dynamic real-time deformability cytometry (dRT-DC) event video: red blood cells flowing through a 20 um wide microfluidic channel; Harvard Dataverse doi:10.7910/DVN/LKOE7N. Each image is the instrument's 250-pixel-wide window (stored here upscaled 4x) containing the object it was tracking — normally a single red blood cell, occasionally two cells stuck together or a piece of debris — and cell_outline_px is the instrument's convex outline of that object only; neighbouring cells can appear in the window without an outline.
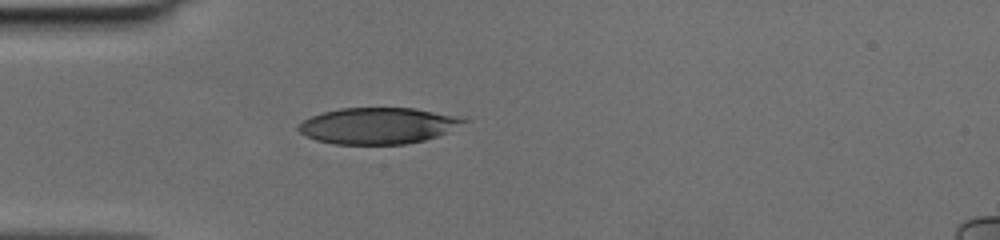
{"species": "human", "species_latin": "Homo sapiens", "temperature_condition": "cold", "stored_images_in_passage": 36, "camera_frame_rate_fps": 3000, "um_per_image_px": 0.085, "donor": {"sex": "female"}, "frame": {"image": 1, "passage_image": 1, "time_ms": 0.0, "image_size_px": [1000, 240], "cell_outline_px": [[472, 120], [436, 136], [424, 140], [404, 144], [332, 144], [316, 140], [304, 136], [296, 128], [304, 120], [312, 116], [324, 112], [340, 108], [416, 108], [456, 116]], "centroid_in_image_um": [32.11, 10.68], "position_along_channel_um": 52.9, "area_um2": 34.8}}
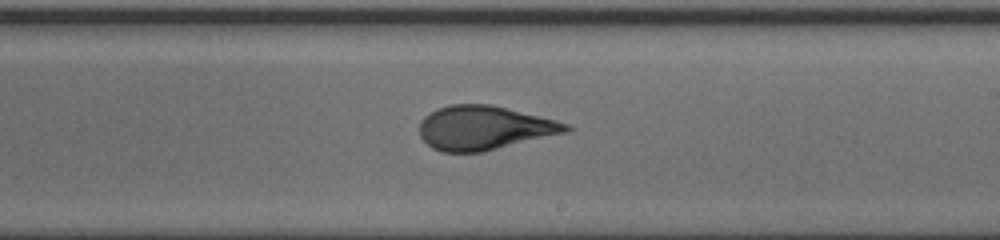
{"frame": {"image": 2, "passage_image": 16, "time_ms": 5.0, "image_size_px": [1000, 240], "cell_outline_px": [[572, 132], [480, 152], [444, 152], [432, 148], [420, 136], [420, 120], [424, 116], [436, 108], [448, 104], [492, 104], [556, 120], [568, 124], [572, 128]], "centroid_in_image_um": [41.18, 10.86], "position_along_channel_um": 247.8, "area_um2": 37.86}}
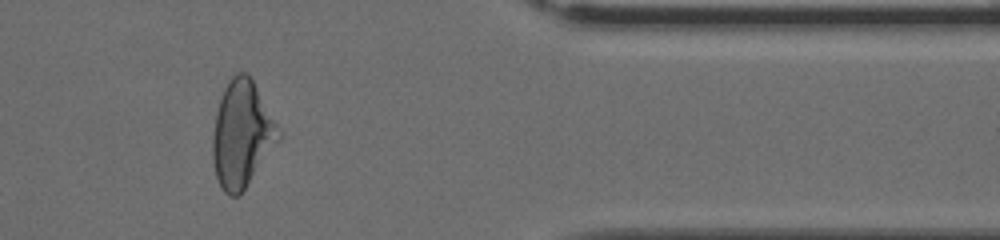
{"frame": {"image": 3, "passage_image": 28, "time_ms": 9.0, "image_size_px": [1000, 240], "cell_outline_px": [[280, 140], [240, 196], [228, 196], [224, 192], [216, 176], [212, 160], [212, 136], [216, 112], [224, 88], [228, 80], [236, 72], [244, 72], [252, 80], [276, 124], [280, 132]], "centroid_in_image_um": [20.53, 11.46], "position_along_channel_um": 390.9, "area_um2": 40.52}}